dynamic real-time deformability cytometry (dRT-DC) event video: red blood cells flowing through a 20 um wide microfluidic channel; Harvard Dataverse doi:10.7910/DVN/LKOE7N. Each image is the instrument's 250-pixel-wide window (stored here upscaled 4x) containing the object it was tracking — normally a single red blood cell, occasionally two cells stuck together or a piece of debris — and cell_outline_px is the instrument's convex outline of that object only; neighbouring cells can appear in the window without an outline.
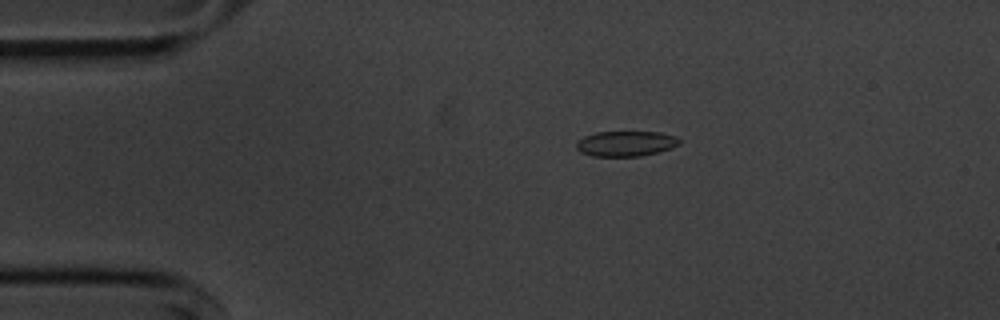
{"species": "common noctule bat (a hibernating species)", "species_latin": "Nyctalus noctula", "temperature_condition": "cold", "stored_images_in_passage": 55, "camera_frame_rate_fps": 3000, "um_per_image_px": 0.085, "animal": {"sex": "male", "body_mass_g": 20.1, "forearm_length_mm": 53.5}, "frame": {"image": 1, "passage_image": 11, "time_ms": 3.333, "image_size_px": [1000, 320], "cell_outline_px": [[680, 144], [656, 152], [640, 156], [592, 156], [580, 152], [576, 148], [576, 140], [584, 136], [596, 132], [660, 132], [676, 136], [680, 140]], "centroid_in_image_um": [53.14, 12.2], "position_along_channel_um": 31.9, "area_um2": 15.14}}
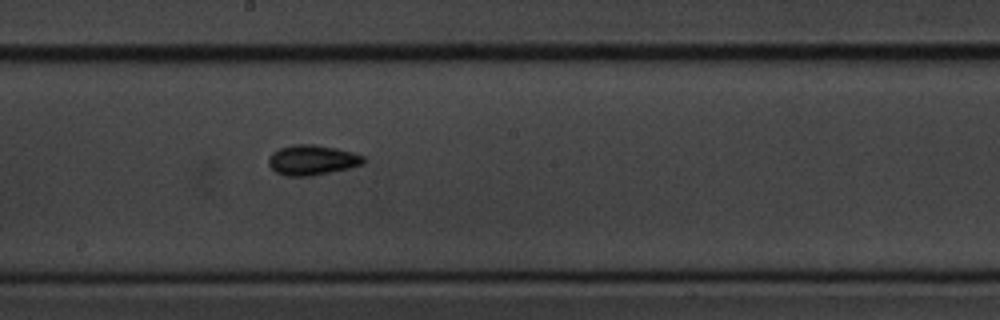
{"frame": {"image": 2, "passage_image": 30, "time_ms": 9.667, "image_size_px": [1000, 320], "cell_outline_px": [[364, 160], [360, 164], [348, 168], [312, 176], [284, 176], [276, 172], [268, 164], [268, 156], [272, 152], [280, 148], [292, 144], [316, 144], [336, 148], [352, 152], [364, 156]], "centroid_in_image_um": [26.47, 13.59], "position_along_channel_um": 221.7, "area_um2": 16.65}}
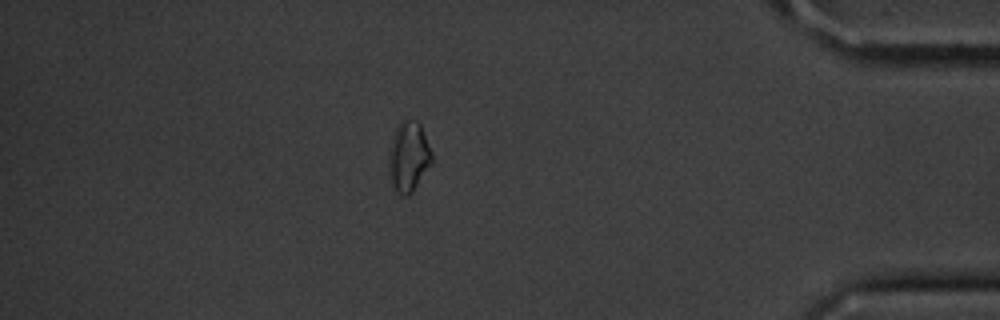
{"frame": {"image": 3, "passage_image": 48, "time_ms": 15.667, "image_size_px": [1000, 320], "cell_outline_px": [[432, 164], [412, 192], [408, 196], [404, 196], [392, 184], [388, 172], [388, 152], [396, 124], [404, 116], [416, 120], [420, 124], [432, 152]], "centroid_in_image_um": [34.72, 13.24], "position_along_channel_um": 400.5, "area_um2": 17.98}, "authors_computed_cell_mechanics": {"area_um2": 15.5482, "velocity_mm_per_s": 3.6422, "shape_relaxation_time_tau1_ms": 2.351, "shape_relaxation_time_tau2_ms": 2.9856, "deformation_change_tau1": 0.0682, "deformation_change_tau2": 0.0689}}